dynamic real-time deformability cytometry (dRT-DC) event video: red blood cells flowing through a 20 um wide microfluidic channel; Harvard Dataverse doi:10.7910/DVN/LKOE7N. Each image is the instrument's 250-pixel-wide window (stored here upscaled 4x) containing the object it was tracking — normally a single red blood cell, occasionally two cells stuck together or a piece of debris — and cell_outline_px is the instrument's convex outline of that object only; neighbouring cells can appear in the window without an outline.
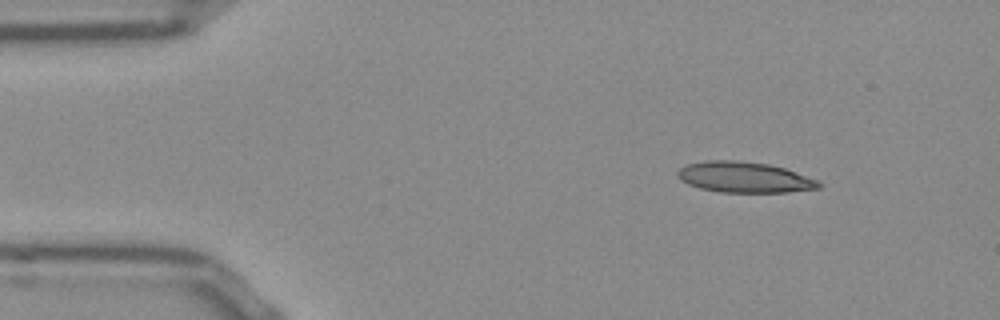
{"species": "Egyptian fruit bat (a non-hibernating species)", "species_latin": "Rousettus aegyptiacus", "temperature_condition": "room temperature", "stored_images_in_passage": 46, "camera_frame_rate_fps": 3000, "um_per_image_px": 0.085, "frame": {"image": 1, "passage_image": 1, "time_ms": 0.0, "image_size_px": [1000, 320], "cell_outline_px": [[820, 188], [788, 192], [720, 192], [700, 188], [688, 184], [680, 180], [676, 176], [676, 172], [680, 168], [688, 164], [704, 160], [736, 160], [768, 164], [784, 168], [820, 180]], "centroid_in_image_um": [63.25, 15.06], "position_along_channel_um": 21.7, "area_um2": 25.37}}
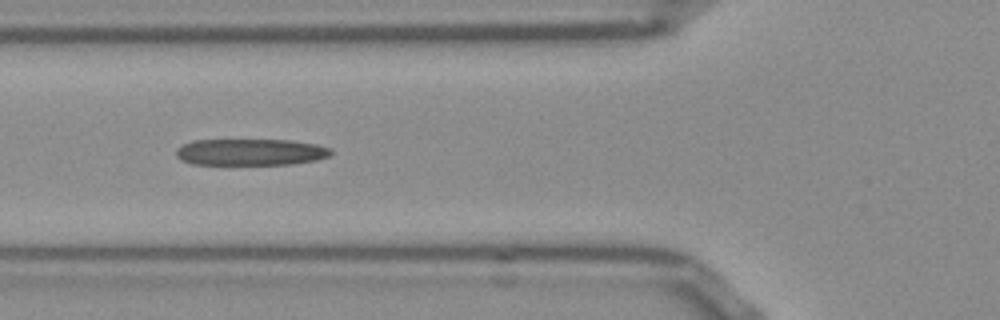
{"frame": {"image": 2, "passage_image": 13, "time_ms": 4.0, "image_size_px": [1000, 320], "cell_outline_px": [[332, 152], [328, 156], [316, 160], [292, 164], [192, 164], [180, 160], [176, 156], [176, 148], [192, 140], [292, 140], [316, 144], [332, 148]], "centroid_in_image_um": [21.29, 12.92], "position_along_channel_um": 104.5, "area_um2": 24.04}}
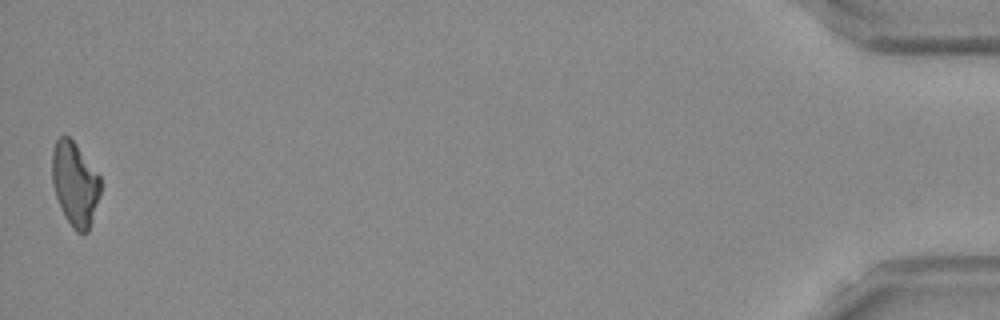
{"frame": {"image": 3, "passage_image": 46, "time_ms": 15.0, "image_size_px": [1000, 320], "cell_outline_px": [[100, 192], [88, 232], [76, 232], [72, 228], [56, 196], [52, 184], [52, 152], [56, 140], [60, 136], [68, 136], [76, 144], [100, 176]], "centroid_in_image_um": [6.36, 15.6], "position_along_channel_um": 428.8, "area_um2": 23.24}, "authors_computed_cell_mechanics": {"area_um2": 24.7673, "velocity_mm_per_s": 3.8501, "shape_relaxation_time_tau1_ms": 8.5689, "shape_relaxation_time_tau2_ms": 3.6017, "deformation_change_tau1": 0.2292, "deformation_change_tau2": 0.1543}}